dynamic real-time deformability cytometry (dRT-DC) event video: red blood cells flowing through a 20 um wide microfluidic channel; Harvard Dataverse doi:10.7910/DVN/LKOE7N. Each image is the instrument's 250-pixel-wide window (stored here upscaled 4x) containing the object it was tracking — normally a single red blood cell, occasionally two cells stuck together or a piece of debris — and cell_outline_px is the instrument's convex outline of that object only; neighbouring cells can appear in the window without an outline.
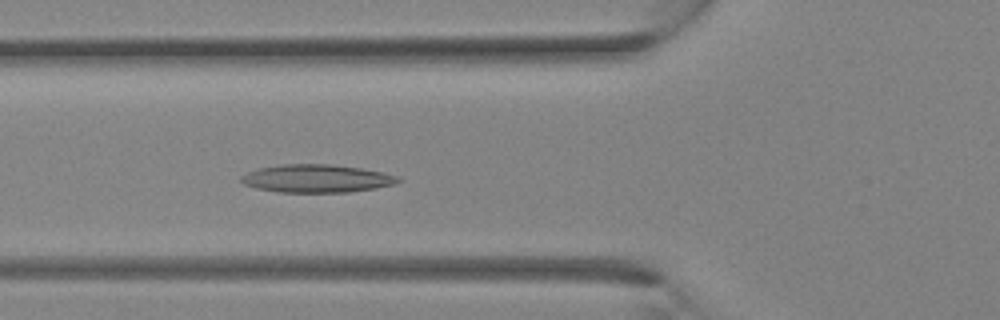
{"species": "Egyptian fruit bat (a non-hibernating species)", "species_latin": "Rousettus aegyptiacus", "temperature_condition": "room temperature", "stored_images_in_passage": 26, "camera_frame_rate_fps": 3000, "um_per_image_px": 0.085, "animal": {"sex": "female"}, "frame": {"image": 1, "passage_image": 4, "time_ms": 1.0, "image_size_px": [1000, 320], "cell_outline_px": [[404, 180], [396, 184], [376, 188], [348, 192], [280, 192], [256, 188], [244, 184], [240, 180], [240, 176], [248, 172], [260, 168], [280, 164], [332, 164], [360, 168], [380, 172], [396, 176]], "centroid_in_image_um": [26.92, 15.17], "position_along_channel_um": 98.9, "area_um2": 25.55}}
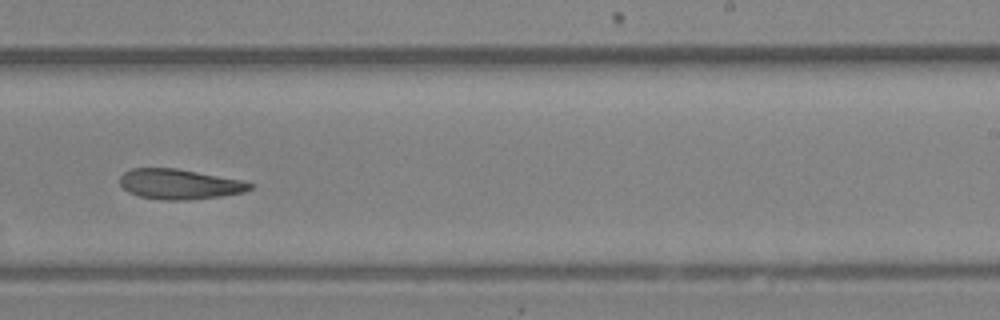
{"frame": {"image": 2, "passage_image": 13, "time_ms": 4.0, "image_size_px": [1000, 320], "cell_outline_px": [[256, 184], [252, 188], [244, 192], [220, 196], [184, 200], [160, 200], [140, 196], [128, 192], [120, 184], [120, 176], [124, 172], [132, 168], [176, 168], [244, 180]], "centroid_in_image_um": [15.28, 15.65], "position_along_channel_um": 273.7, "area_um2": 22.95}}
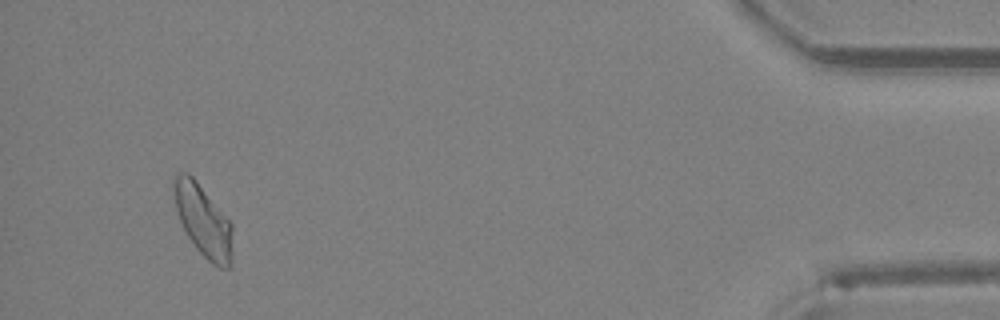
{"frame": {"image": 3, "passage_image": 24, "time_ms": 7.667, "image_size_px": [1000, 320], "cell_outline_px": [[232, 264], [228, 268], [220, 268], [212, 264], [196, 248], [188, 236], [180, 220], [176, 208], [172, 188], [172, 176], [180, 172], [188, 172], [196, 180], [232, 224]], "centroid_in_image_um": [17.26, 18.74], "position_along_channel_um": 417.9, "area_um2": 24.51}}